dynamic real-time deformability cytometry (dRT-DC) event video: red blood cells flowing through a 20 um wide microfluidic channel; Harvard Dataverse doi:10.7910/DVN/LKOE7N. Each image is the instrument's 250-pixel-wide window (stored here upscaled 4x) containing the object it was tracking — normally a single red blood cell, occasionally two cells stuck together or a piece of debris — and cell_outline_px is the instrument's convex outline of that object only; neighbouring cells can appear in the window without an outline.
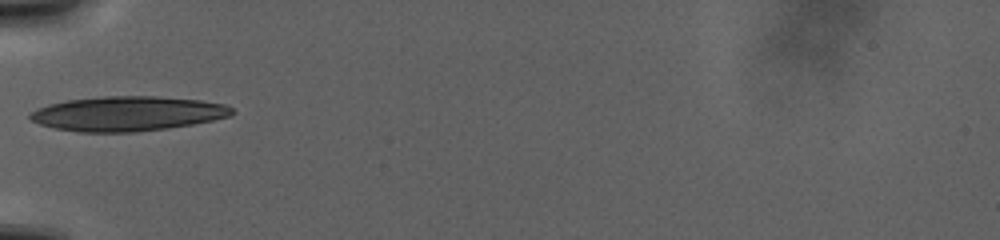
{"species": "human", "species_latin": "Homo sapiens", "temperature_condition": "warm", "stored_images_in_passage": 76, "camera_frame_rate_fps": 3000, "um_per_image_px": 0.085, "donor": {"sex": "male"}, "frame": {"image": 1, "passage_image": 1, "time_ms": 0.0, "image_size_px": [1000, 240], "cell_outline_px": [[236, 112], [232, 116], [192, 124], [168, 128], [136, 132], [80, 132], [56, 128], [40, 124], [32, 120], [28, 116], [32, 112], [48, 104], [68, 100], [104, 96], [156, 96], [200, 100], [224, 104], [232, 108]], "centroid_in_image_um": [10.88, 9.66], "position_along_channel_um": 74.1, "area_um2": 40.63}}
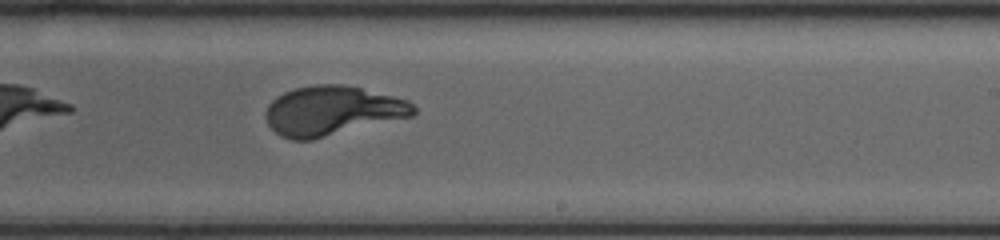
{"frame": {"image": 2, "passage_image": 33, "time_ms": 10.667, "image_size_px": [1000, 240], "cell_outline_px": [[416, 112], [412, 116], [312, 140], [292, 140], [280, 136], [268, 124], [264, 116], [268, 104], [276, 96], [284, 92], [296, 88], [316, 84], [344, 84], [408, 100], [416, 108]], "centroid_in_image_um": [28.21, 9.42], "position_along_channel_um": 260.8, "area_um2": 42.54}}
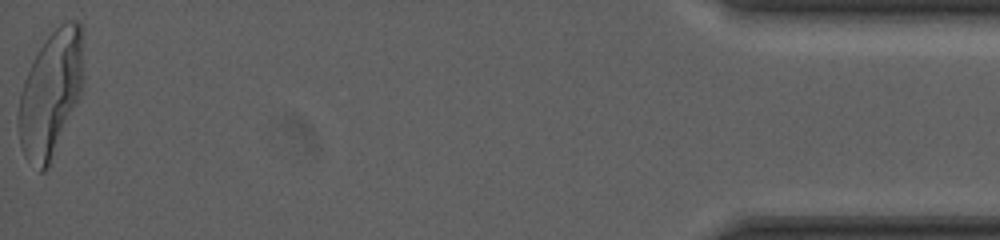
{"frame": {"image": 3, "passage_image": 76, "time_ms": 25.0, "image_size_px": [1000, 240], "cell_outline_px": [[84, 80], [80, 96], [48, 168], [44, 172], [40, 172], [24, 156], [20, 144], [16, 120], [20, 92], [24, 80], [44, 40], [60, 24], [68, 20], [76, 20], [80, 24], [84, 32]], "centroid_in_image_um": [4.33, 7.94], "position_along_channel_um": 430.9, "area_um2": 48.26}}